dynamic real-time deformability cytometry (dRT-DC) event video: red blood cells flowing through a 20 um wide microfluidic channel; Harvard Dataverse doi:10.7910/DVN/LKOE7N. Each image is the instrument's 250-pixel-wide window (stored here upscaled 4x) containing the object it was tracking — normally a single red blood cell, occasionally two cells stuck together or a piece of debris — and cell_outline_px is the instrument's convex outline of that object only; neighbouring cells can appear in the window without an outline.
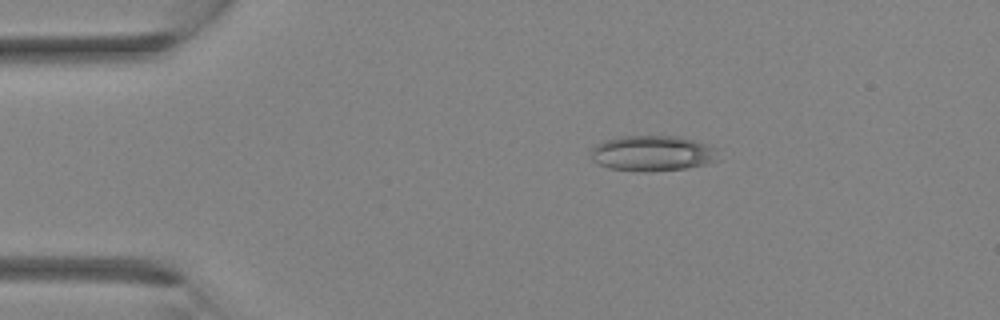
{"species": "Egyptian fruit bat (a non-hibernating species)", "species_latin": "Rousettus aegyptiacus", "temperature_condition": "room temperature", "stored_images_in_passage": 3, "camera_frame_rate_fps": 3000, "um_per_image_px": 0.085, "animal": {"sex": "female"}, "frame": {"image": 1, "passage_image": 2, "time_ms": 0.333, "image_size_px": [1000, 320], "cell_outline_px": [[720, 160], [688, 168], [648, 172], [644, 172], [608, 168], [592, 160], [592, 148], [596, 144], [604, 140], [620, 136], [680, 136], [708, 144], [716, 148]], "centroid_in_image_um": [55.49, 13.03], "position_along_channel_um": 29.5, "area_um2": 26.65}}